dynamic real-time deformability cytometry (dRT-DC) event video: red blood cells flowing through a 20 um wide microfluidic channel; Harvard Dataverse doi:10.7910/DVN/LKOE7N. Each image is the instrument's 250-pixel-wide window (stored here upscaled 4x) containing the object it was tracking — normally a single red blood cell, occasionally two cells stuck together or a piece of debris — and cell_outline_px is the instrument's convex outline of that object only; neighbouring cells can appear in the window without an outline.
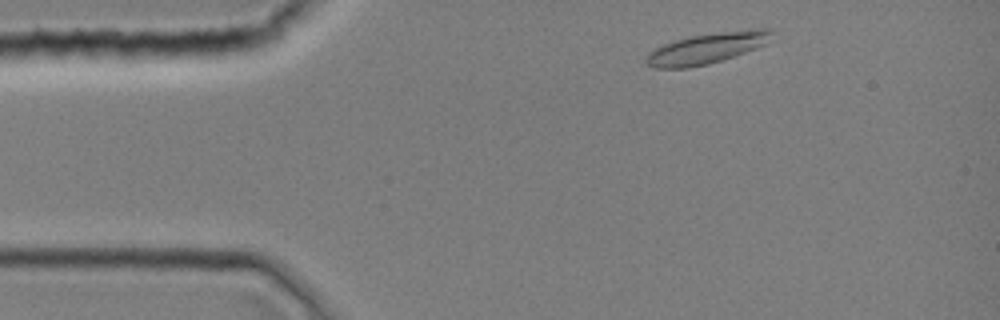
{"species": "common noctule bat (a hibernating species)", "species_latin": "Nyctalus noctula", "temperature_condition": "room temperature", "stored_images_in_passage": 6, "camera_frame_rate_fps": 3000, "um_per_image_px": 0.085, "animal": {"sex": "female", "body_mass_g": 19.0, "forearm_length_mm": 51.5}, "frame": {"image": 1, "passage_image": 2, "time_ms": 0.333, "image_size_px": [1000, 320], "cell_outline_px": [[772, 32], [764, 44], [756, 48], [708, 64], [688, 68], [656, 68], [648, 64], [644, 60], [644, 56], [648, 52], [664, 44], [688, 36], [752, 28], [768, 28]], "centroid_in_image_um": [60.02, 4.1], "position_along_channel_um": 25.0, "area_um2": 22.2}}